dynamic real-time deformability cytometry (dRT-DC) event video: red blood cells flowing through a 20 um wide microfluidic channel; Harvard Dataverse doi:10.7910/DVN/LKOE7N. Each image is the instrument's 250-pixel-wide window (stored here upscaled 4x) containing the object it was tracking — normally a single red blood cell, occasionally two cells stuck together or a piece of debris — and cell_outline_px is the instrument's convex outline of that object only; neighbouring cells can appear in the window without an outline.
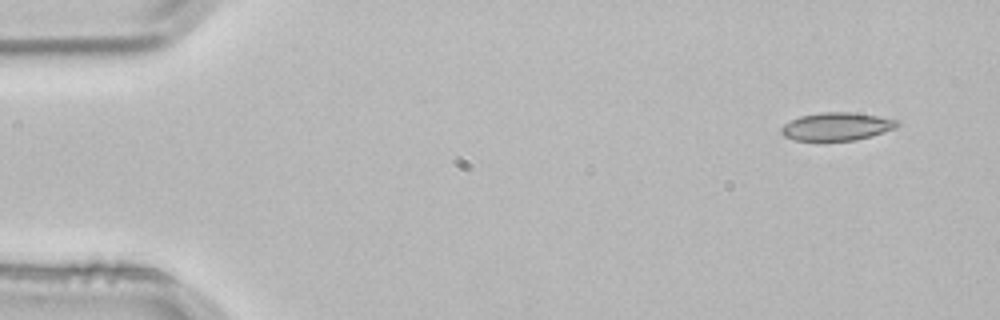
{"species": "common noctule bat (a hibernating species)", "species_latin": "Nyctalus noctula", "temperature_condition": "room temperature", "stored_images_in_passage": 3, "camera_frame_rate_fps": 3000, "um_per_image_px": 0.085, "animal": {"sex": "male", "body_mass_g": 21.5, "forearm_length_mm": 52.0}, "frame": {"image": 1, "passage_image": 1, "time_ms": 0.0, "image_size_px": [1000, 320], "cell_outline_px": [[900, 124], [896, 128], [872, 136], [856, 140], [796, 140], [784, 136], [780, 132], [780, 128], [784, 124], [800, 116], [820, 112], [852, 112], [900, 120]], "centroid_in_image_um": [71.15, 10.75], "position_along_channel_um": 13.9, "area_um2": 18.9}}
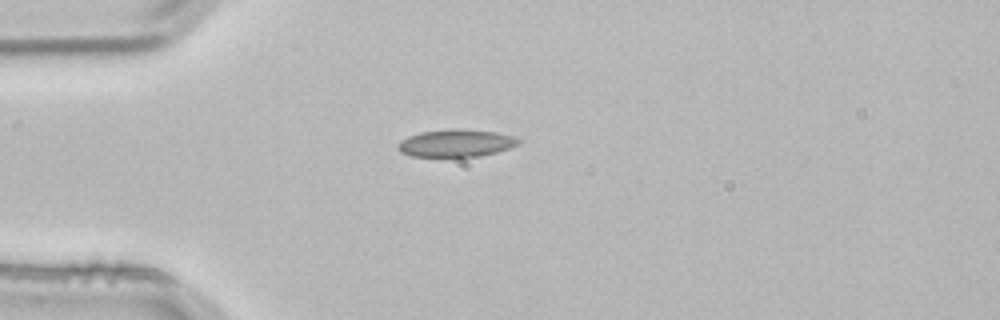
{"frame": {"image": 2, "passage_image": 3, "time_ms": 0.667, "image_size_px": [1000, 320], "cell_outline_px": [[520, 144], [496, 152], [480, 156], [412, 156], [400, 152], [400, 140], [408, 136], [420, 132], [452, 128], [496, 132], [512, 136], [520, 140]], "centroid_in_image_um": [38.77, 12.15], "position_along_channel_um": 46.2, "area_um2": 19.02}}